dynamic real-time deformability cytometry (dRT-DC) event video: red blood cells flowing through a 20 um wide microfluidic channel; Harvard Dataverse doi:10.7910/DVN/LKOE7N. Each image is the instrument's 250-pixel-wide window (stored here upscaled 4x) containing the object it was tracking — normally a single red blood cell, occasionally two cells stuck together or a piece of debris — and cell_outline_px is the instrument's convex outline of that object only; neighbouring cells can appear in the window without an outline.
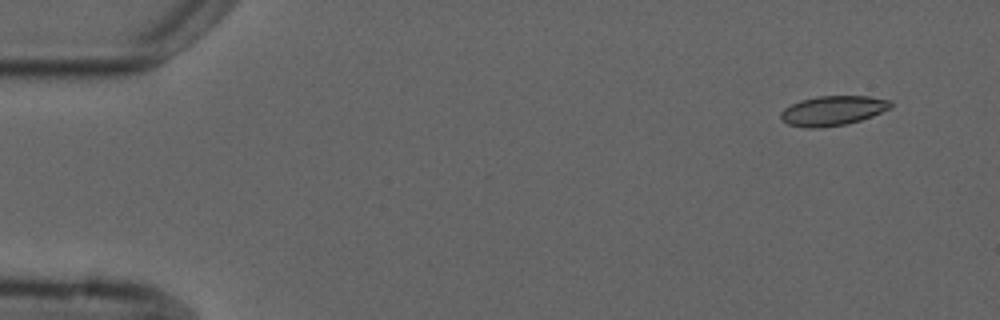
{"species": "common noctule bat (a hibernating species)", "species_latin": "Nyctalus noctula", "temperature_condition": "cold", "stored_images_in_passage": 4, "camera_frame_rate_fps": 3000, "um_per_image_px": 0.085, "animal": {"sex": "male", "forearm_length_mm": 52.5}, "frame": {"image": 1, "passage_image": 1, "time_ms": 0.0, "image_size_px": [1000, 320], "cell_outline_px": [[892, 108], [872, 116], [860, 120], [844, 124], [820, 128], [808, 128], [788, 124], [780, 120], [780, 112], [784, 108], [800, 100], [816, 96], [868, 96], [892, 100]], "centroid_in_image_um": [70.78, 9.4], "position_along_channel_um": 14.2, "area_um2": 19.13}}
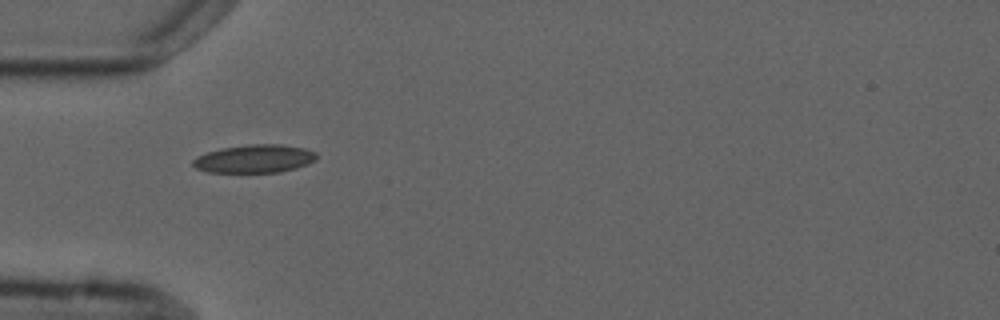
{"frame": {"image": 2, "passage_image": 3, "time_ms": 4.333, "image_size_px": [1000, 320], "cell_outline_px": [[316, 160], [308, 164], [296, 168], [280, 172], [208, 172], [196, 168], [192, 164], [192, 160], [196, 156], [220, 148], [248, 144], [280, 144], [304, 148], [316, 152]], "centroid_in_image_um": [21.63, 13.49], "position_along_channel_um": 63.4, "area_um2": 20.35}}
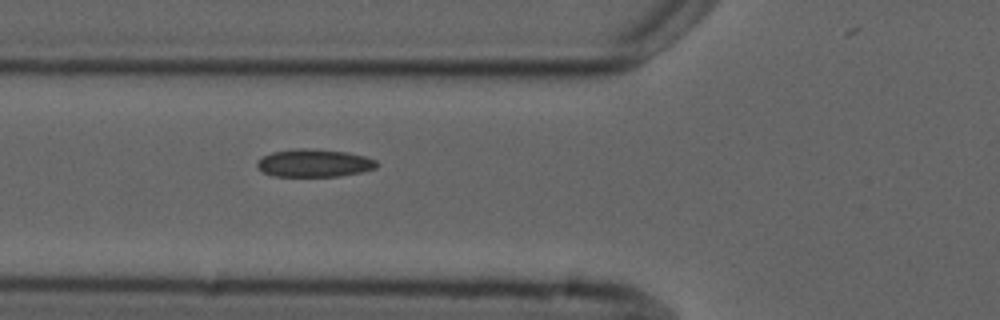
{"frame": {"image": 3, "passage_image": 4, "time_ms": 5.333, "image_size_px": [1000, 320], "cell_outline_px": [[380, 164], [376, 168], [364, 172], [340, 176], [272, 176], [256, 168], [256, 164], [264, 156], [272, 152], [296, 148], [308, 148], [348, 152], [364, 156], [376, 160]], "centroid_in_image_um": [26.74, 13.86], "position_along_channel_um": 99.1, "area_um2": 19.54}}